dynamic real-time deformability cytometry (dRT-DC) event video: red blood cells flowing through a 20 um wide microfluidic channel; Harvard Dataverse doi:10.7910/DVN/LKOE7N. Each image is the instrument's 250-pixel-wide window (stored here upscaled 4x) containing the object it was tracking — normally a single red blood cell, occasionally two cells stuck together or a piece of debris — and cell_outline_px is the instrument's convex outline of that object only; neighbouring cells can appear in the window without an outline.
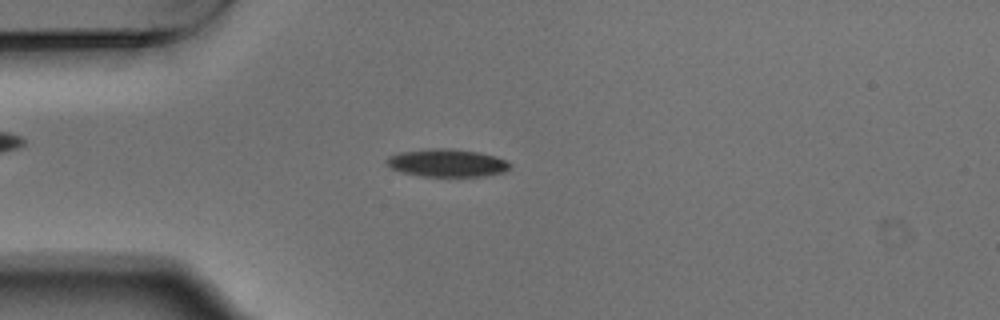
{"species": "Egyptian fruit bat (a non-hibernating species)", "species_latin": "Rousettus aegyptiacus", "temperature_condition": "warm", "stored_images_in_passage": 54, "camera_frame_rate_fps": 3000, "um_per_image_px": 0.085, "animal": {"sex": "male"}, "frame": {"image": 1, "passage_image": 14, "time_ms": 4.333, "image_size_px": [1000, 320], "cell_outline_px": [[512, 168], [504, 172], [484, 176], [420, 176], [400, 172], [388, 168], [384, 160], [388, 156], [400, 152], [428, 148], [452, 148], [480, 152], [496, 156], [508, 160], [512, 164]], "centroid_in_image_um": [37.99, 13.84], "position_along_channel_um": 47.0, "area_um2": 20.52}}
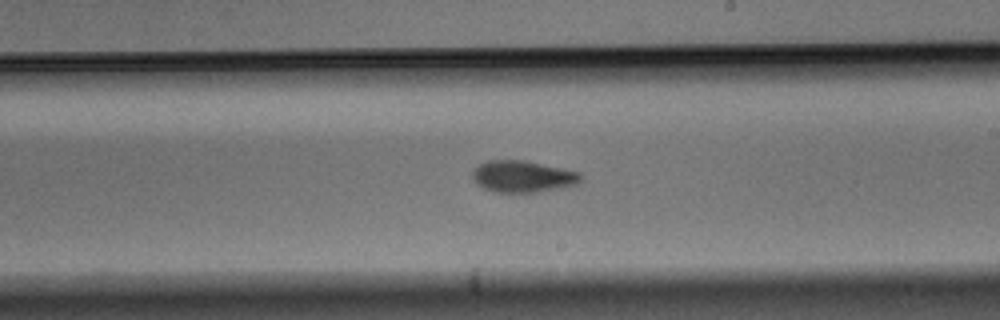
{"frame": {"image": 2, "passage_image": 31, "time_ms": 10.0, "image_size_px": [1000, 320], "cell_outline_px": [[580, 180], [576, 184], [560, 188], [536, 192], [496, 192], [484, 188], [476, 184], [472, 176], [472, 172], [480, 164], [488, 160], [524, 160], [580, 172]], "centroid_in_image_um": [44.41, 15.0], "position_along_channel_um": 244.6, "area_um2": 19.77}}
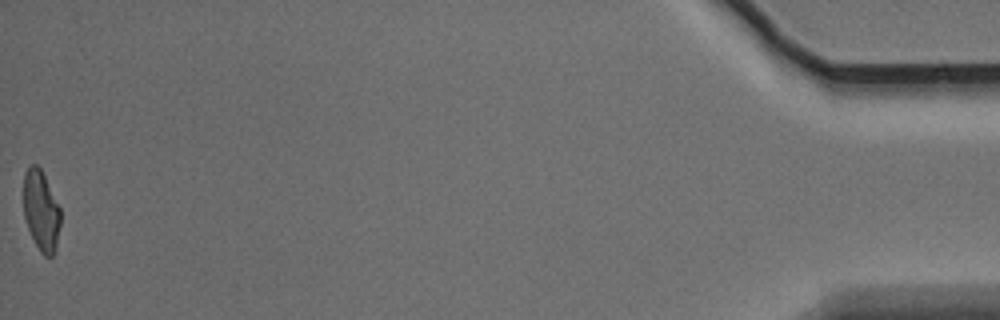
{"frame": {"image": 3, "passage_image": 54, "time_ms": 17.667, "image_size_px": [1000, 320], "cell_outline_px": [[60, 224], [56, 248], [52, 256], [44, 256], [40, 252], [28, 228], [24, 216], [24, 172], [32, 164], [36, 164], [40, 168], [60, 208]], "centroid_in_image_um": [3.49, 17.92], "position_along_channel_um": 431.7, "area_um2": 17.05}, "authors_computed_cell_mechanics": {"area_um2": 19.1607, "velocity_mm_per_s": 3.7314, "shape_relaxation_time_tau1_ms": 3.996, "shape_relaxation_time_tau2_ms": 6.5619, "deformation_change_tau1": 0.139, "deformation_change_tau2": 0.1254}}